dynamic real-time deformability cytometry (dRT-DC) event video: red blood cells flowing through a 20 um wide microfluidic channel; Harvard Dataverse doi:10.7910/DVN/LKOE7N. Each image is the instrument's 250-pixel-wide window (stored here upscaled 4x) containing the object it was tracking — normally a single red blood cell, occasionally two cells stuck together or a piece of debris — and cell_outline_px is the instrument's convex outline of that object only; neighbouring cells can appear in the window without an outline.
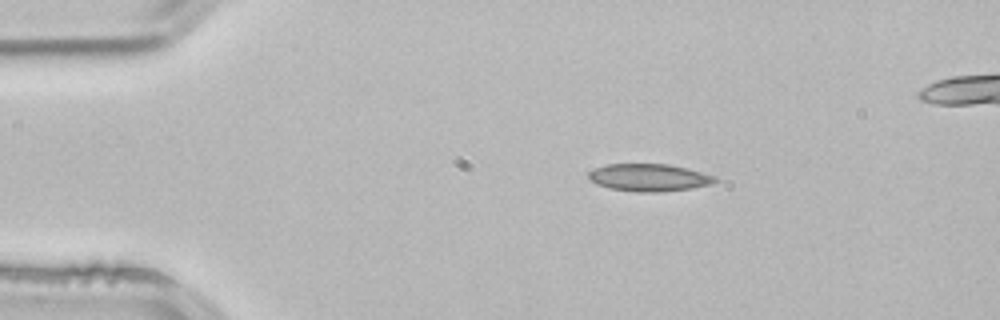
{"species": "common noctule bat (a hibernating species)", "species_latin": "Nyctalus noctula", "temperature_condition": "room temperature", "stored_images_in_passage": 3, "camera_frame_rate_fps": 3000, "um_per_image_px": 0.085, "animal": {"sex": "male", "body_mass_g": 21.5, "forearm_length_mm": 52.0}, "frame": {"image": 1, "passage_image": 1, "time_ms": 0.0, "image_size_px": [1000, 320], "cell_outline_px": [[720, 180], [712, 184], [692, 188], [660, 192], [636, 192], [608, 188], [596, 184], [588, 180], [588, 172], [604, 164], [668, 164], [688, 168], [716, 176]], "centroid_in_image_um": [55.17, 15.09], "position_along_channel_um": 29.8, "area_um2": 20.52}}